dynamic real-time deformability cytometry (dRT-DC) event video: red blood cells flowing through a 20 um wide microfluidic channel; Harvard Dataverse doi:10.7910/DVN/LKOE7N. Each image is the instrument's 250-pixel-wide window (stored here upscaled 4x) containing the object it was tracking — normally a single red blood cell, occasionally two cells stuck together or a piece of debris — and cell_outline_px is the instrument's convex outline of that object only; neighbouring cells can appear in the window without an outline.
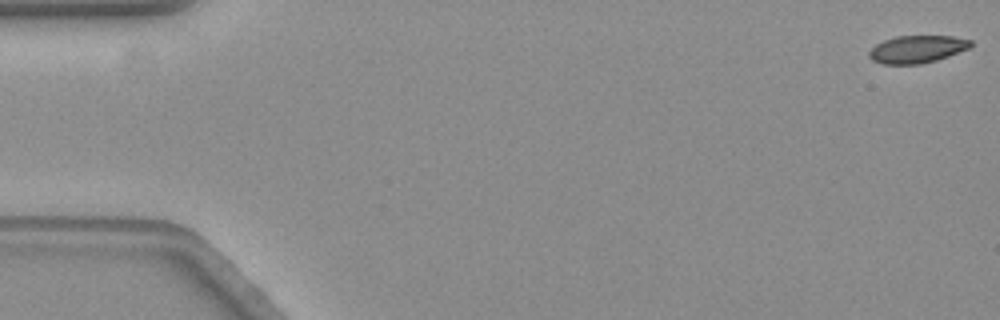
{"species": "common noctule bat (a hibernating species)", "species_latin": "Nyctalus noctula", "temperature_condition": "warm", "stored_images_in_passage": 10, "camera_frame_rate_fps": 3000, "um_per_image_px": 0.085, "animal": {"sex": "female", "body_mass_g": 19.3, "forearm_length_mm": 54.1}, "frame": {"image": 1, "passage_image": 1, "time_ms": 0.0, "image_size_px": [1000, 320], "cell_outline_px": [[972, 44], [968, 48], [948, 56], [936, 60], [920, 64], [880, 64], [872, 60], [868, 56], [868, 52], [876, 44], [884, 40], [896, 36], [952, 36], [972, 40]], "centroid_in_image_um": [77.92, 4.18], "position_along_channel_um": 7.1, "area_um2": 16.24}}